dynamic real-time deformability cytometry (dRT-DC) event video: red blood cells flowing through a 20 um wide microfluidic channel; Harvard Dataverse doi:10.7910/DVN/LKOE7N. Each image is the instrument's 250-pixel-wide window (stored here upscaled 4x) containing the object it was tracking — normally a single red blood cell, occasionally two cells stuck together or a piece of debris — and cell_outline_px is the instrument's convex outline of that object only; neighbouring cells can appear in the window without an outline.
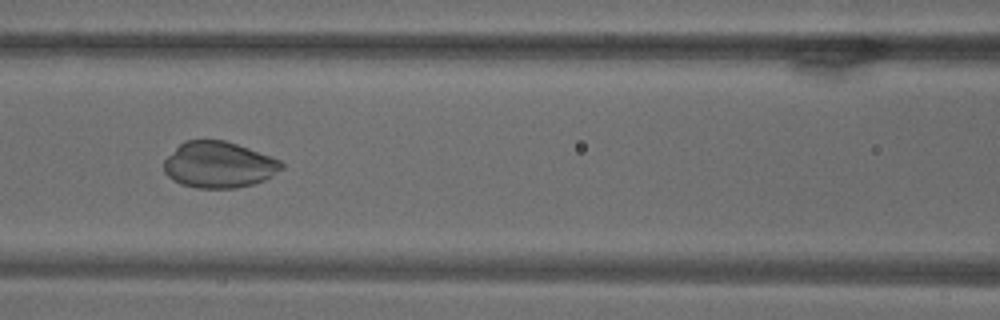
{"species": "common noctule bat (a hibernating species)", "species_latin": "Nyctalus noctula", "temperature_condition": "warm", "stored_images_in_passage": 71, "camera_frame_rate_fps": 3000, "um_per_image_px": 0.085, "animal": {"sex": "male", "body_mass_g": 18.8}, "frame": {"image": 1, "passage_image": 32, "time_ms": 10.333, "image_size_px": [1000, 320], "cell_outline_px": [[284, 168], [272, 176], [256, 184], [236, 188], [196, 188], [180, 184], [168, 176], [164, 172], [164, 160], [184, 140], [224, 140], [248, 148], [280, 160], [284, 164]], "centroid_in_image_um": [18.61, 14.02], "position_along_channel_um": 148.0, "area_um2": 31.67}}
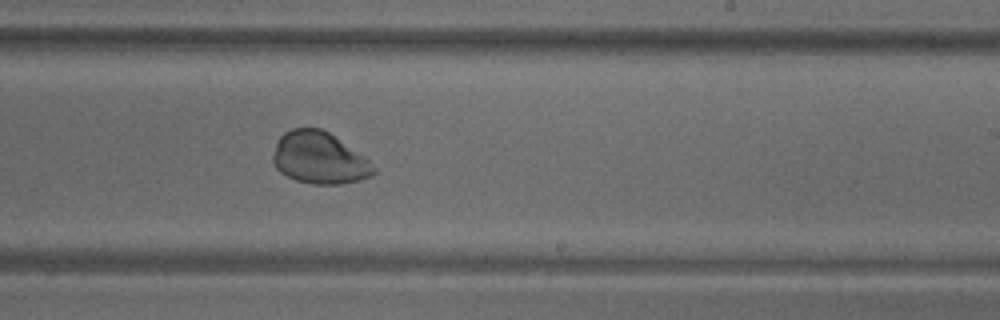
{"frame": {"image": 2, "passage_image": 44, "time_ms": 14.333, "image_size_px": [1000, 320], "cell_outline_px": [[376, 172], [372, 176], [360, 180], [340, 184], [312, 184], [296, 180], [280, 172], [276, 168], [272, 160], [272, 156], [276, 140], [284, 132], [292, 128], [320, 128], [328, 132], [364, 156], [376, 168]], "centroid_in_image_um": [27.12, 13.43], "position_along_channel_um": 261.9, "area_um2": 30.46}}
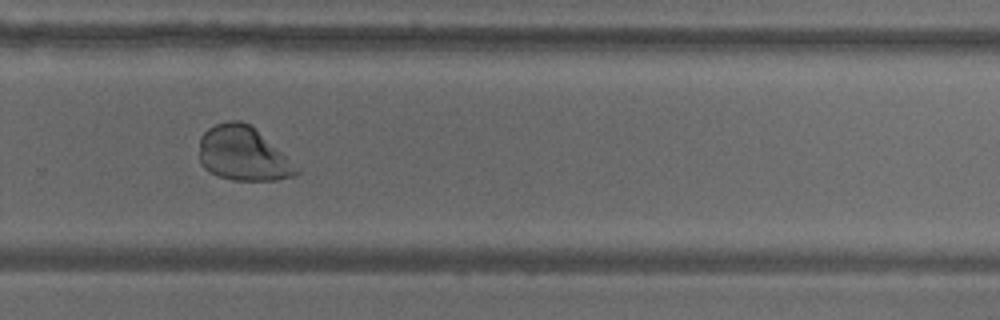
{"frame": {"image": 3, "passage_image": 49, "time_ms": 16.0, "image_size_px": [1000, 320], "cell_outline_px": [[300, 172], [292, 176], [276, 180], [232, 180], [220, 176], [204, 168], [200, 164], [200, 136], [208, 128], [216, 124], [228, 120], [240, 120], [248, 124], [300, 168]], "centroid_in_image_um": [20.63, 13.08], "position_along_channel_um": 309.2, "area_um2": 30.17}}